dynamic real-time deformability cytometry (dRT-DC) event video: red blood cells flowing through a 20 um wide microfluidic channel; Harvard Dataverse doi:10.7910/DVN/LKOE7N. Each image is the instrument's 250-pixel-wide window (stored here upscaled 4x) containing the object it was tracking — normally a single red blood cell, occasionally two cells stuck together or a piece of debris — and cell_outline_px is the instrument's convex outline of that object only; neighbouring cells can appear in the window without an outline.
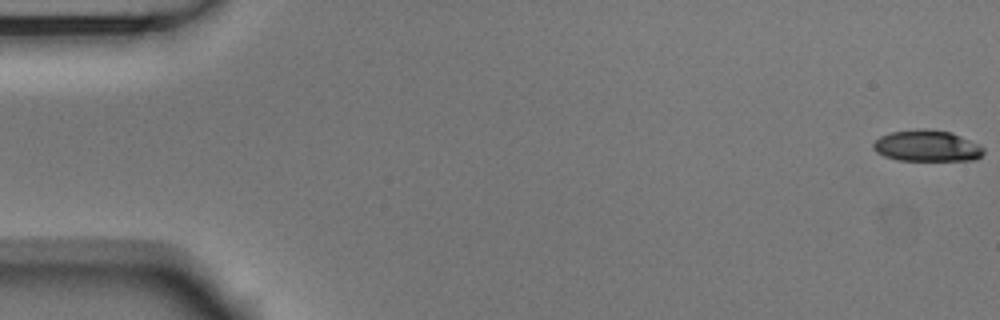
{"species": "Egyptian fruit bat (a non-hibernating species)", "species_latin": "Rousettus aegyptiacus", "temperature_condition": "room temperature", "stored_images_in_passage": 16, "camera_frame_rate_fps": 3000, "um_per_image_px": 0.085, "animal": {"sex": "male"}, "frame": {"image": 1, "passage_image": 1, "time_ms": 0.0, "image_size_px": [1000, 320], "cell_outline_px": [[984, 152], [976, 160], [896, 160], [884, 156], [876, 152], [872, 148], [872, 144], [880, 136], [892, 132], [916, 128], [928, 128], [952, 132], [980, 144], [984, 148]], "centroid_in_image_um": [78.79, 12.39], "position_along_channel_um": 6.2, "area_um2": 20.4}}
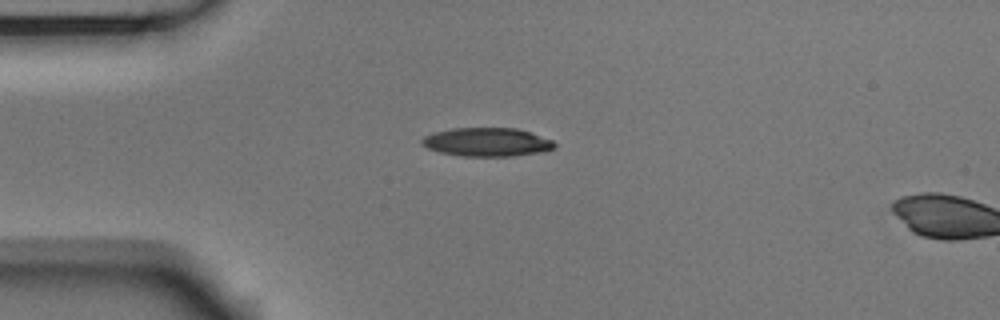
{"frame": {"image": 2, "passage_image": 14, "time_ms": 4.333, "image_size_px": [1000, 320], "cell_outline_px": [[556, 148], [544, 152], [512, 156], [460, 156], [440, 152], [428, 148], [420, 144], [420, 140], [424, 136], [432, 132], [452, 128], [516, 128], [552, 140], [556, 144]], "centroid_in_image_um": [41.37, 12.08], "position_along_channel_um": 43.6, "area_um2": 22.25}}